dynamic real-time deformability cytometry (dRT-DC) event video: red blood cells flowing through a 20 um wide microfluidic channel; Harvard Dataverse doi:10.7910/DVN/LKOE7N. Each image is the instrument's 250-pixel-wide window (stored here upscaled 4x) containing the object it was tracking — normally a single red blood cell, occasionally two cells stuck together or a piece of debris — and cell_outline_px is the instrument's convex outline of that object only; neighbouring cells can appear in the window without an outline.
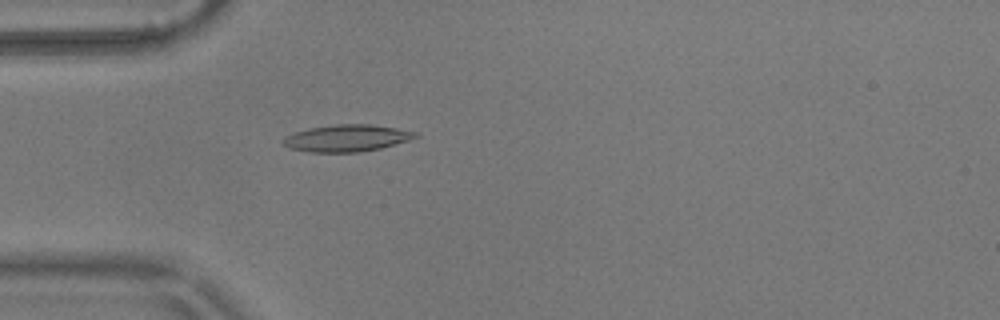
{"species": "common noctule bat (a hibernating species)", "species_latin": "Nyctalus noctula", "temperature_condition": "warm", "stored_images_in_passage": 55, "camera_frame_rate_fps": 3000, "um_per_image_px": 0.085, "animal": {"sex": "male", "body_mass_g": 17.9}, "frame": {"image": 1, "passage_image": 16, "time_ms": 5.0, "image_size_px": [1000, 320], "cell_outline_px": [[420, 136], [408, 140], [380, 148], [360, 152], [308, 152], [288, 148], [284, 144], [284, 140], [288, 136], [296, 132], [308, 128], [336, 124], [372, 124], [396, 128], [416, 132]], "centroid_in_image_um": [29.49, 11.74], "position_along_channel_um": 55.5, "area_um2": 20.52}}
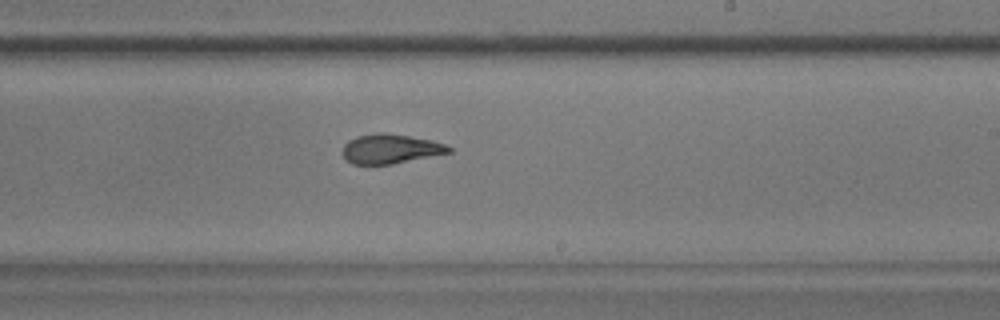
{"frame": {"image": 2, "passage_image": 33, "time_ms": 10.667, "image_size_px": [1000, 320], "cell_outline_px": [[452, 152], [392, 164], [352, 164], [340, 152], [344, 144], [348, 140], [356, 136], [376, 132], [384, 132], [432, 140], [444, 144], [452, 148]], "centroid_in_image_um": [33.16, 12.64], "position_along_channel_um": 255.8, "area_um2": 18.32}}
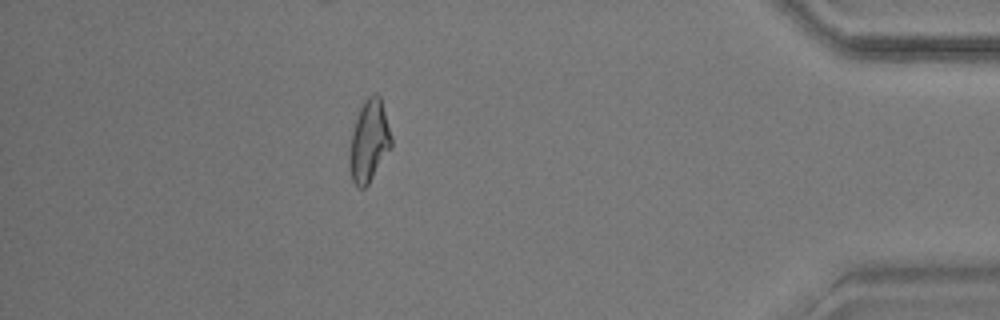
{"frame": {"image": 3, "passage_image": 49, "time_ms": 16.0, "image_size_px": [1000, 320], "cell_outline_px": [[392, 148], [368, 184], [364, 188], [360, 188], [352, 180], [348, 164], [348, 152], [352, 132], [360, 108], [364, 100], [368, 96], [376, 92], [380, 96], [392, 136]], "centroid_in_image_um": [31.37, 12.0], "position_along_channel_um": 403.8, "area_um2": 20.11}, "authors_computed_cell_mechanics": {"area_um2": 19.4786, "velocity_mm_per_s": 3.6227, "shape_relaxation_time_tau1_ms": 8.9139, "shape_relaxation_time_tau2_ms": 2.465, "deformation_change_tau1": 0.2146, "deformation_change_tau2": 0.1046}}